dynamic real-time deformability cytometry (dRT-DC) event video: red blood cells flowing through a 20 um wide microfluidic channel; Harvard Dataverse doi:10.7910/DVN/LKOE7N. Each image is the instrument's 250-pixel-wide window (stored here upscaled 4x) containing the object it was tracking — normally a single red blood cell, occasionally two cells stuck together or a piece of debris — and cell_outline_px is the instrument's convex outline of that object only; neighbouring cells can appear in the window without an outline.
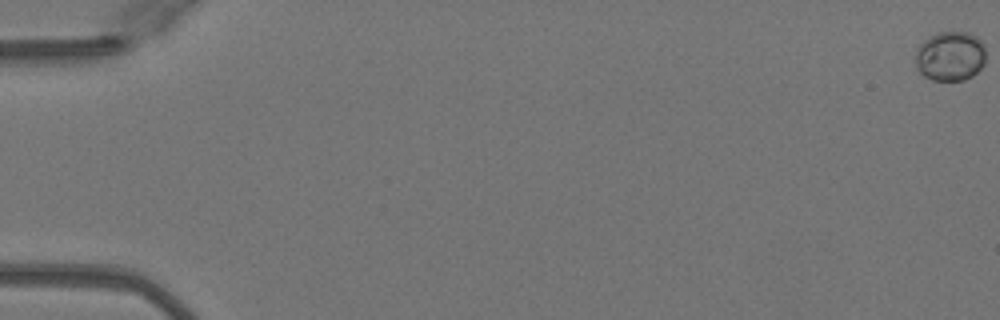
{"species": "Egyptian fruit bat (a non-hibernating species)", "species_latin": "Rousettus aegyptiacus", "temperature_condition": "warm", "stored_images_in_passage": 52, "camera_frame_rate_fps": 3000, "um_per_image_px": 0.085, "animal": {"sex": "female"}, "frame": {"image": 1, "passage_image": 1, "time_ms": 0.0, "image_size_px": [1000, 320], "cell_outline_px": [[984, 64], [972, 76], [964, 80], [932, 80], [924, 76], [916, 68], [916, 48], [928, 36], [936, 32], [968, 32], [976, 36], [984, 44]], "centroid_in_image_um": [80.75, 4.76], "position_along_channel_um": 4.2, "area_um2": 20.46}}
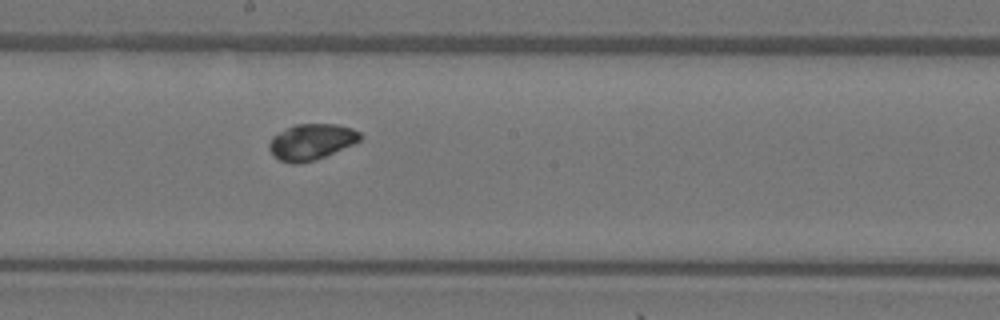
{"frame": {"image": 2, "passage_image": 30, "time_ms": 9.667, "image_size_px": [1000, 320], "cell_outline_px": [[360, 140], [352, 144], [324, 156], [312, 160], [296, 164], [292, 164], [280, 160], [272, 156], [268, 148], [268, 144], [272, 136], [296, 124], [336, 124], [352, 128], [360, 132]], "centroid_in_image_um": [26.42, 12.05], "position_along_channel_um": 221.8, "area_um2": 18.79}}
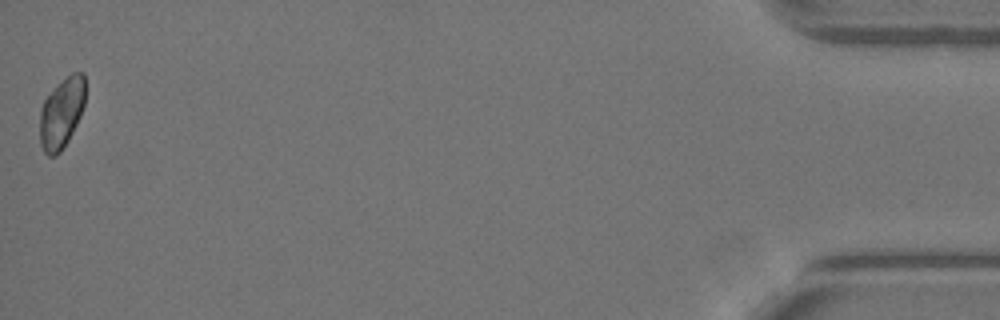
{"frame": {"image": 3, "passage_image": 52, "time_ms": 17.0, "image_size_px": [1000, 320], "cell_outline_px": [[84, 104], [80, 116], [68, 140], [60, 152], [56, 156], [48, 156], [44, 152], [40, 144], [40, 108], [44, 100], [72, 72], [84, 72]], "centroid_in_image_um": [5.22, 9.65], "position_along_channel_um": 430.0, "area_um2": 18.26}}